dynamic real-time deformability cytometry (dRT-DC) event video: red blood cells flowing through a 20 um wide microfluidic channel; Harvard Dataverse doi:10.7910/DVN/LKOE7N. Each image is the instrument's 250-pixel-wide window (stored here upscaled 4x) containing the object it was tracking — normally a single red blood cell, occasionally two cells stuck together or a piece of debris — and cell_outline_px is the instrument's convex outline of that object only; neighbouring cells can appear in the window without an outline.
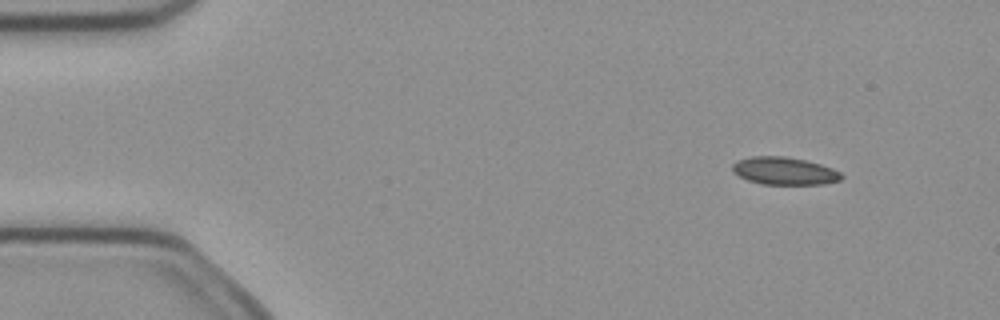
{"species": "common noctule bat (a hibernating species)", "species_latin": "Nyctalus noctula", "temperature_condition": "cold", "stored_images_in_passage": 7, "camera_frame_rate_fps": 3000, "um_per_image_px": 0.085, "animal": {"sex": "female", "body_mass_g": 21.9}, "frame": {"image": 1, "passage_image": 2, "time_ms": 0.333, "image_size_px": [1000, 320], "cell_outline_px": [[844, 176], [840, 180], [824, 184], [760, 184], [748, 180], [732, 172], [732, 164], [736, 160], [752, 156], [784, 156], [804, 160], [820, 164], [832, 168], [840, 172]], "centroid_in_image_um": [66.65, 14.53], "position_along_channel_um": 18.4, "area_um2": 17.57}}
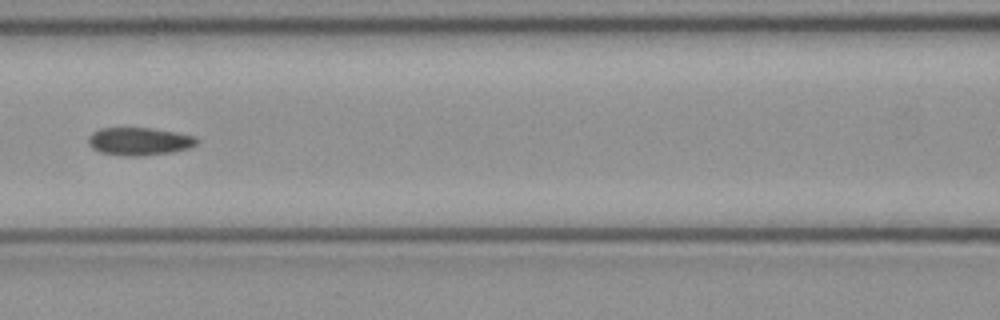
{"frame": {"image": 2, "passage_image": 7, "time_ms": 2.0, "image_size_px": [1000, 320], "cell_outline_px": [[200, 140], [196, 144], [188, 148], [172, 152], [144, 156], [124, 156], [100, 152], [92, 148], [88, 144], [88, 136], [92, 132], [100, 128], [152, 128], [176, 132], [196, 136]], "centroid_in_image_um": [11.84, 12.01], "position_along_channel_um": 154.8, "area_um2": 17.8}}